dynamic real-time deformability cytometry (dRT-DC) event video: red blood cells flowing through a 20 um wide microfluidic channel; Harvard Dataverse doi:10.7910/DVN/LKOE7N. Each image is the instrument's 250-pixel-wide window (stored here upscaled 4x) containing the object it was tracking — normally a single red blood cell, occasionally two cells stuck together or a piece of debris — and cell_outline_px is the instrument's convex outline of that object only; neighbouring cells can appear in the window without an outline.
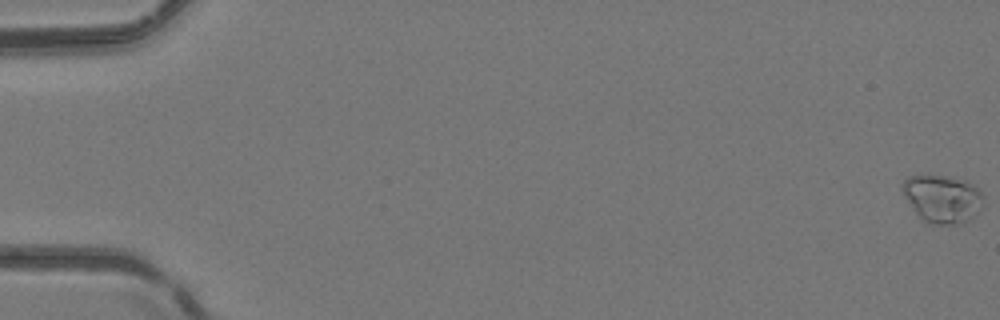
{"species": "common noctule bat (a hibernating species)", "species_latin": "Nyctalus noctula", "temperature_condition": "room temperature", "stored_images_in_passage": 15, "camera_frame_rate_fps": 3000, "um_per_image_px": 0.085, "animal": {"sex": "female", "body_mass_g": 24.6, "forearm_length_mm": 56.2}, "frame": {"image": 1, "passage_image": 1, "time_ms": 0.0, "image_size_px": [1000, 320], "cell_outline_px": [[980, 196], [976, 212], [968, 220], [960, 224], [932, 224], [924, 220], [912, 208], [904, 192], [904, 180], [908, 176], [948, 176], [964, 180], [976, 188], [980, 192]], "centroid_in_image_um": [80.06, 16.89], "position_along_channel_um": 4.9, "area_um2": 21.44}}